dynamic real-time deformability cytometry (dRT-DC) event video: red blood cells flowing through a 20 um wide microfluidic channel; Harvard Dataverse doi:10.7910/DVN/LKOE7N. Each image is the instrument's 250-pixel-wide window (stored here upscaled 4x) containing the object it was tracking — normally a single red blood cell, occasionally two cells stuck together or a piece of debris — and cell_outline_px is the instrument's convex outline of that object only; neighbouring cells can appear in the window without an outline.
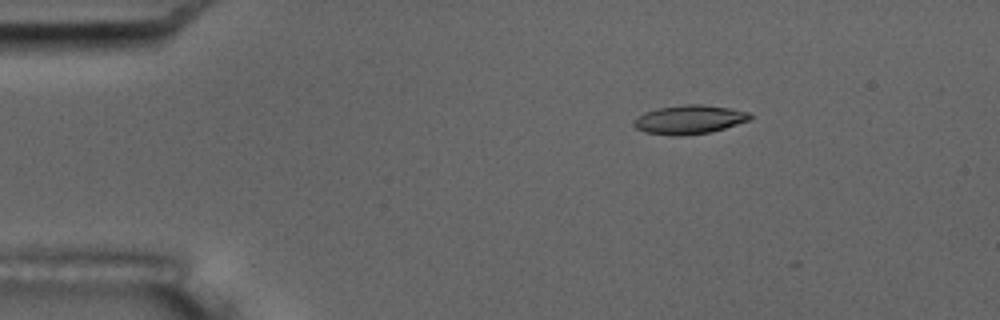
{"species": "common noctule bat (a hibernating species)", "species_latin": "Nyctalus noctula", "temperature_condition": "room temperature", "stored_images_in_passage": 5, "camera_frame_rate_fps": 3000, "um_per_image_px": 0.085, "animal": {"sex": "male", "body_mass_g": 17.5, "forearm_length_mm": 52.3}, "frame": {"image": 1, "passage_image": 3, "time_ms": 2.0, "image_size_px": [1000, 320], "cell_outline_px": [[752, 120], [712, 132], [684, 136], [672, 136], [644, 132], [636, 128], [632, 124], [644, 112], [656, 108], [684, 104], [700, 104], [728, 108], [748, 112], [752, 116]], "centroid_in_image_um": [58.61, 10.17], "position_along_channel_um": 26.4, "area_um2": 19.71}}